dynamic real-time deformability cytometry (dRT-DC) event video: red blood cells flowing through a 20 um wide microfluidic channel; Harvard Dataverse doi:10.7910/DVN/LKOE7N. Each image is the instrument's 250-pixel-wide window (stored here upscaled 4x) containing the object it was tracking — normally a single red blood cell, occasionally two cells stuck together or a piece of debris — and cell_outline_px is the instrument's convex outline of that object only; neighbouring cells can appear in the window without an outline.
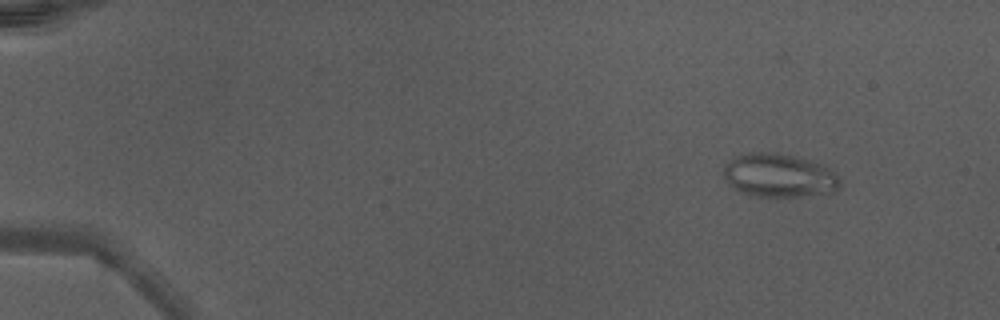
{"species": "Egyptian fruit bat (a non-hibernating species)", "species_latin": "Rousettus aegyptiacus", "temperature_condition": "warm", "stored_images_in_passage": 49, "camera_frame_rate_fps": 3000, "um_per_image_px": 0.085, "animal": {"sex": "male"}, "frame": {"image": 1, "passage_image": 6, "time_ms": 1.667, "image_size_px": [1000, 320], "cell_outline_px": [[840, 188], [832, 192], [800, 196], [752, 196], [740, 192], [728, 184], [724, 180], [724, 164], [736, 156], [752, 152], [772, 152], [792, 156], [824, 164], [840, 180]], "centroid_in_image_um": [66.18, 14.92], "position_along_channel_um": 18.8, "area_um2": 29.42}}
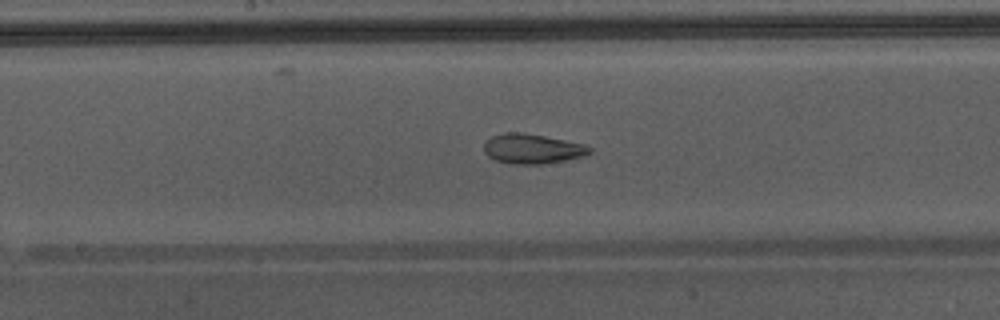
{"frame": {"image": 2, "passage_image": 28, "time_ms": 9.0, "image_size_px": [1000, 320], "cell_outline_px": [[592, 152], [584, 156], [564, 160], [540, 164], [512, 164], [496, 160], [488, 156], [484, 152], [484, 144], [492, 136], [504, 132], [520, 132], [544, 136], [584, 144], [592, 148]], "centroid_in_image_um": [45.24, 12.64], "position_along_channel_um": 203.0, "area_um2": 18.21}}
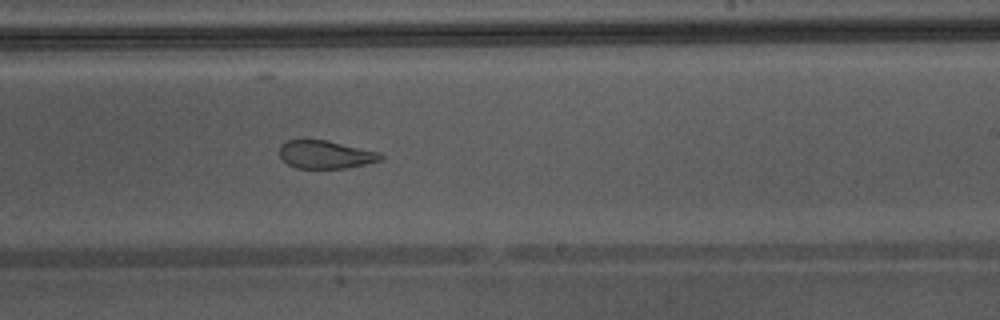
{"frame": {"image": 3, "passage_image": 32, "time_ms": 10.333, "image_size_px": [1000, 320], "cell_outline_px": [[384, 160], [348, 168], [296, 168], [288, 164], [280, 156], [280, 144], [288, 140], [300, 136], [328, 140], [380, 152], [384, 156]], "centroid_in_image_um": [27.66, 13.09], "position_along_channel_um": 261.3, "area_um2": 17.22}, "authors_computed_cell_mechanics": {"area_um2": 23.4668, "velocity_mm_per_s": 4.4008, "shape_relaxation_time_tau1_ms": null, "shape_relaxation_time_tau2_ms": 0.851, "deformation_change_tau1": null, "deformation_change_tau2": 0.0771}}